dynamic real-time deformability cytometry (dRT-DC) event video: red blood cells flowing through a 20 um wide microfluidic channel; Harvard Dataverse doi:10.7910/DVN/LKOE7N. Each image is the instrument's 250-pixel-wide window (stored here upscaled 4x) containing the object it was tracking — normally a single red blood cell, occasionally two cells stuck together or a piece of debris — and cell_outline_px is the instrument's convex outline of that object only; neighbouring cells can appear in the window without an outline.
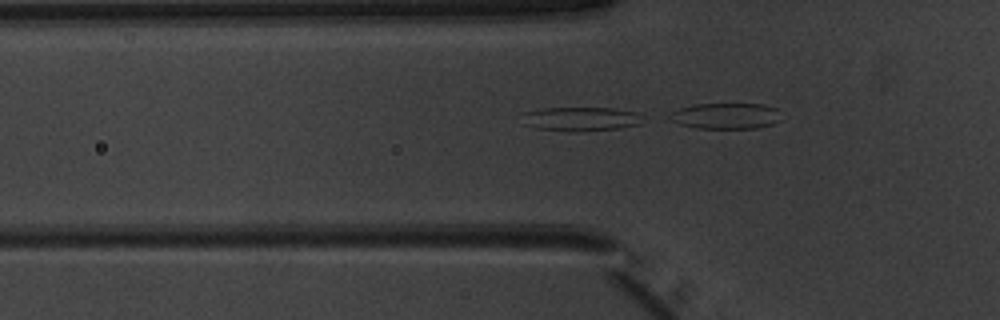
{"species": "common noctule bat (a hibernating species)", "species_latin": "Nyctalus noctula", "temperature_condition": "warm", "stored_images_in_passage": 14, "camera_frame_rate_fps": 3000, "um_per_image_px": 0.085, "animal": {"sex": "male", "body_mass_g": 20.1, "forearm_length_mm": 53.5}, "frame": {"image": 1, "passage_image": 12, "time_ms": 3.667, "image_size_px": [1000, 320], "cell_outline_px": [[644, 116], [636, 124], [620, 128], [576, 132], [572, 132], [536, 128], [524, 124], [524, 112], [540, 108], [616, 108], [636, 112]], "centroid_in_image_um": [49.35, 10.11], "position_along_channel_um": 76.4, "area_um2": 16.88}}